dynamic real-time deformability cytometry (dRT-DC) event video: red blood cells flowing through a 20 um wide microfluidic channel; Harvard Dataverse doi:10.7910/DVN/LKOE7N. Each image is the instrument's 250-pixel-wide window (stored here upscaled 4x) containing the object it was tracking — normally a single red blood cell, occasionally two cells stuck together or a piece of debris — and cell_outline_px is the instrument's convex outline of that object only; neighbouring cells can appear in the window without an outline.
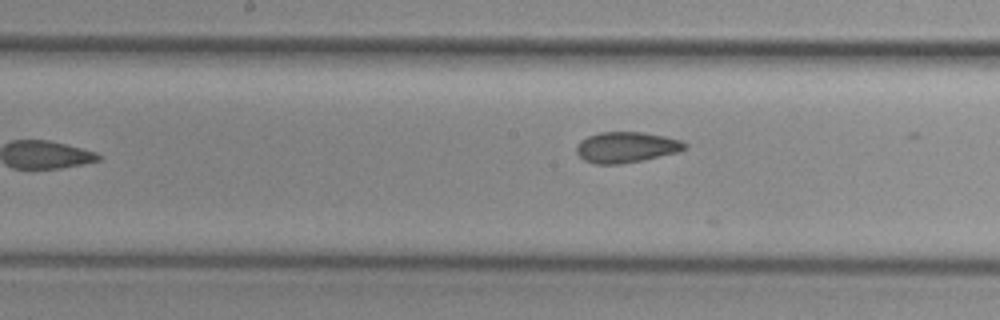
{"species": "common noctule bat (a hibernating species)", "species_latin": "Nyctalus noctula", "temperature_condition": "cold", "stored_images_in_passage": 9, "camera_frame_rate_fps": 3000, "um_per_image_px": 0.085, "animal": {"sex": "female", "body_mass_g": 29.2, "forearm_length_mm": 56.3}, "frame": {"image": 1, "passage_image": 9, "time_ms": 10.333, "image_size_px": [1000, 320], "cell_outline_px": [[688, 148], [676, 152], [640, 160], [620, 164], [596, 164], [584, 160], [576, 152], [576, 144], [580, 140], [588, 136], [600, 132], [640, 132], [664, 136], [680, 140], [688, 144]], "centroid_in_image_um": [53.2, 12.51], "position_along_channel_um": 195.0, "area_um2": 19.25}}